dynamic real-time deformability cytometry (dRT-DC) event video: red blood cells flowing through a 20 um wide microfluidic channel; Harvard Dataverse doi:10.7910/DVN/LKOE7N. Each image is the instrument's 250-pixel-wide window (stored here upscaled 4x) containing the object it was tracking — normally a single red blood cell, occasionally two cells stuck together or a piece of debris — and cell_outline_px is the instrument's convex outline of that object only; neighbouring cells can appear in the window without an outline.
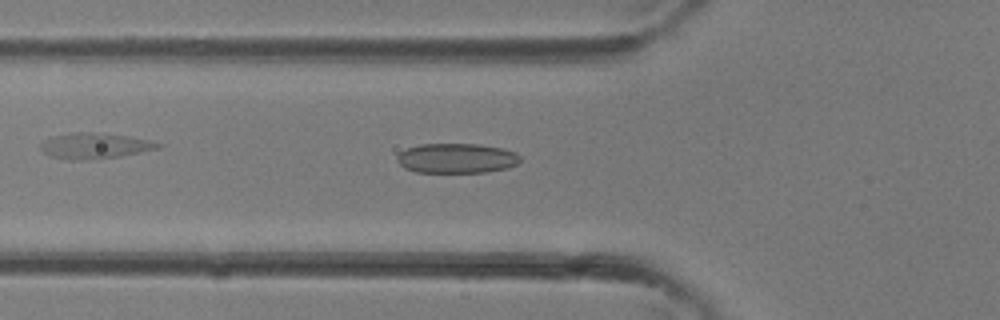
{"species": "common noctule bat (a hibernating species)", "species_latin": "Nyctalus noctula", "temperature_condition": "room temperature", "stored_images_in_passage": 35, "camera_frame_rate_fps": 3000, "um_per_image_px": 0.085, "animal": {"sex": "female"}, "frame": {"image": 1, "passage_image": 12, "time_ms": 3.667, "image_size_px": [1000, 320], "cell_outline_px": [[520, 160], [516, 164], [504, 168], [484, 172], [416, 172], [404, 168], [400, 164], [396, 156], [400, 152], [408, 148], [424, 144], [476, 144], [500, 148], [512, 152], [520, 156]], "centroid_in_image_um": [38.76, 13.45], "position_along_channel_um": 87.0, "area_um2": 20.98}}
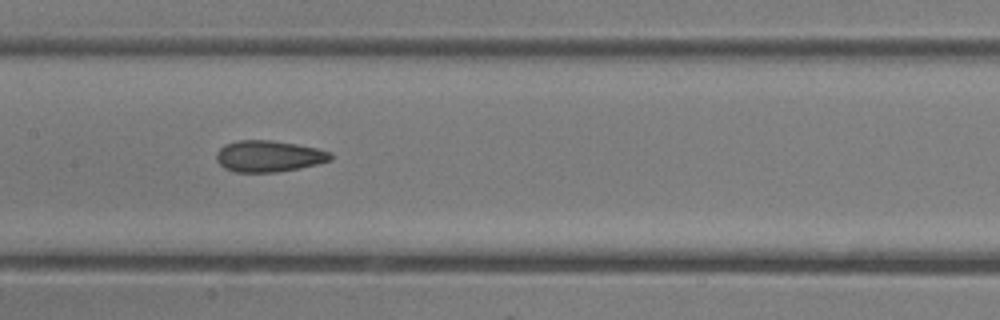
{"frame": {"image": 2, "passage_image": 17, "time_ms": 5.333, "image_size_px": [1000, 320], "cell_outline_px": [[332, 160], [300, 168], [276, 172], [236, 172], [224, 168], [216, 160], [216, 152], [224, 144], [240, 140], [272, 140], [296, 144], [316, 148], [332, 152]], "centroid_in_image_um": [22.84, 13.27], "position_along_channel_um": 184.6, "area_um2": 20.92}}
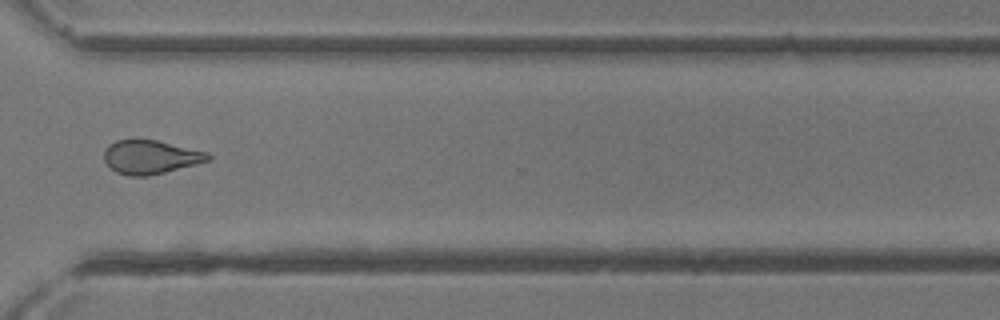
{"frame": {"image": 3, "passage_image": 26, "time_ms": 8.333, "image_size_px": [1000, 320], "cell_outline_px": [[212, 160], [148, 176], [132, 176], [116, 172], [104, 160], [104, 152], [108, 144], [116, 140], [156, 140], [208, 152], [212, 156]], "centroid_in_image_um": [12.81, 13.34], "position_along_channel_um": 357.8, "area_um2": 20.29}}